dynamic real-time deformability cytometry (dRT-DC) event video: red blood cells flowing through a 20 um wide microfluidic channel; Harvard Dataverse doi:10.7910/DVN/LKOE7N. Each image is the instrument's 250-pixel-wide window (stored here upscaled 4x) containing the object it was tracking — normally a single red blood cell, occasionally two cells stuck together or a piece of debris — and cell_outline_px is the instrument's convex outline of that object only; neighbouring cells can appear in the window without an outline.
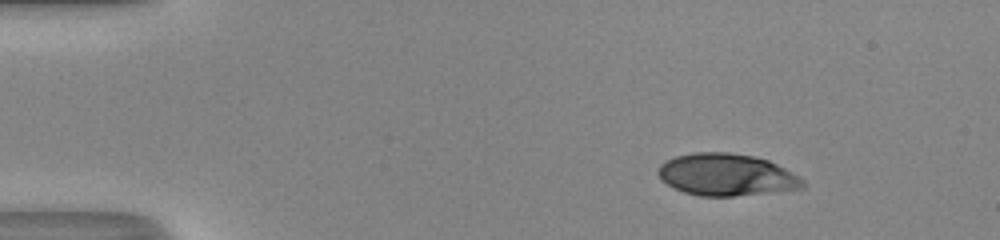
{"species": "human", "species_latin": "Homo sapiens", "temperature_condition": "room temperature", "stored_images_in_passage": 44, "camera_frame_rate_fps": 3000, "um_per_image_px": 0.085, "donor": {"sex": "male"}, "frame": {"image": 1, "passage_image": 1, "time_ms": 0.0, "image_size_px": [1000, 240], "cell_outline_px": [[804, 188], [732, 196], [700, 196], [684, 192], [668, 184], [656, 172], [660, 164], [664, 160], [676, 156], [692, 152], [728, 152], [752, 156], [768, 160], [784, 168], [804, 180]], "centroid_in_image_um": [61.72, 14.84], "position_along_channel_um": 23.3, "area_um2": 35.14}}
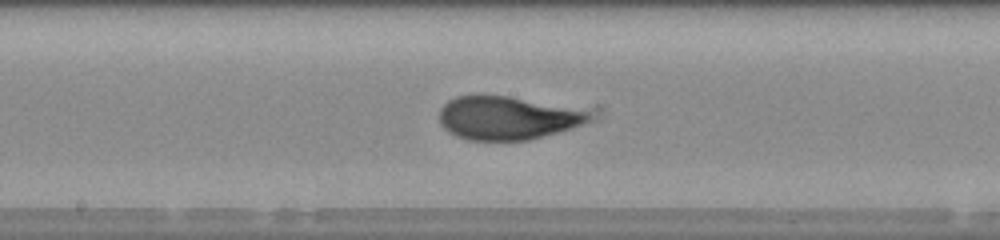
{"frame": {"image": 2, "passage_image": 21, "time_ms": 6.667, "image_size_px": [1000, 240], "cell_outline_px": [[592, 120], [584, 124], [572, 128], [528, 140], [468, 140], [456, 136], [448, 132], [440, 124], [440, 108], [448, 100], [456, 96], [508, 96], [588, 112], [592, 116]], "centroid_in_image_um": [43.05, 10.05], "position_along_channel_um": 205.1, "area_um2": 37.22}}
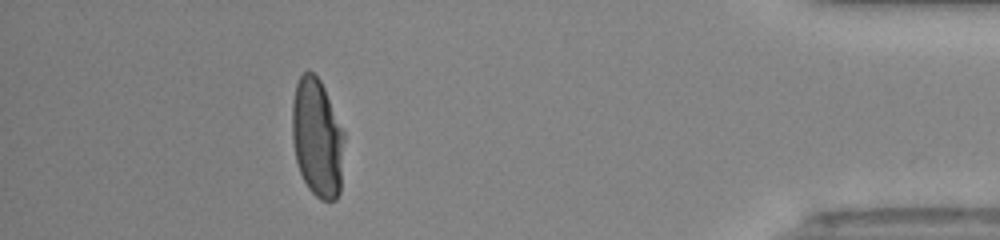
{"frame": {"image": 3, "passage_image": 39, "time_ms": 12.667, "image_size_px": [1000, 240], "cell_outline_px": [[344, 140], [340, 192], [336, 200], [320, 200], [308, 188], [300, 172], [296, 160], [292, 140], [292, 104], [296, 84], [300, 76], [308, 68], [320, 80], [324, 88], [344, 132]], "centroid_in_image_um": [26.96, 11.72], "position_along_channel_um": 408.2, "area_um2": 36.01}, "authors_computed_cell_mechanics": {"area_um2": 37.4833, "velocity_mm_per_s": 4.2082, "shape_relaxation_time_tau1_ms": 7.1742, "shape_relaxation_time_tau2_ms": null, "deformation_change_tau1": 0.2988, "deformation_change_tau2": null}}